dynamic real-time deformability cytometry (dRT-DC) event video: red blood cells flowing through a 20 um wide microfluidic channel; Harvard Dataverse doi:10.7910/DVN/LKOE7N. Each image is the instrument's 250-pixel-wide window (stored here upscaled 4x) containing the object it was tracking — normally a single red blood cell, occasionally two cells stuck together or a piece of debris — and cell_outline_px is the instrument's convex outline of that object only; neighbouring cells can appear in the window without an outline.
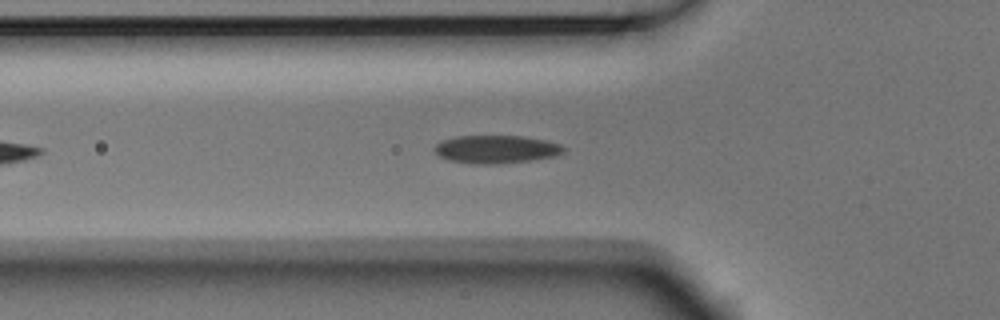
{"species": "Egyptian fruit bat (a non-hibernating species)", "species_latin": "Rousettus aegyptiacus", "temperature_condition": "room temperature", "stored_images_in_passage": 8, "camera_frame_rate_fps": 3000, "um_per_image_px": 0.085, "animal": {"sex": "male"}, "frame": {"image": 1, "passage_image": 7, "time_ms": 2.0, "image_size_px": [1000, 320], "cell_outline_px": [[564, 152], [556, 156], [528, 160], [492, 164], [472, 164], [448, 160], [440, 156], [432, 148], [440, 140], [456, 136], [524, 136], [544, 140], [560, 144], [564, 148]], "centroid_in_image_um": [42.13, 12.68], "position_along_channel_um": 83.7, "area_um2": 21.04}}